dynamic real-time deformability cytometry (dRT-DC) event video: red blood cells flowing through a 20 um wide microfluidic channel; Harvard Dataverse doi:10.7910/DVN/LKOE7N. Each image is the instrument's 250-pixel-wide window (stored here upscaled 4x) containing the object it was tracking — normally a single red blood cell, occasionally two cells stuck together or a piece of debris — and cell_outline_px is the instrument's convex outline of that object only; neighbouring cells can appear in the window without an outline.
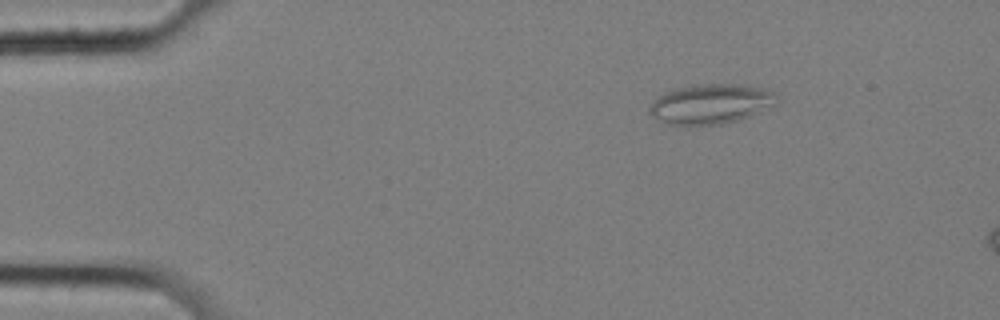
{"species": "common noctule bat (a hibernating species)", "species_latin": "Nyctalus noctula", "temperature_condition": "cold", "stored_images_in_passage": 8, "camera_frame_rate_fps": 3000, "um_per_image_px": 0.085, "animal": {"sex": "female", "body_mass_g": 25.1}, "frame": {"image": 1, "passage_image": 1, "time_ms": 0.0, "image_size_px": [1000, 320], "cell_outline_px": [[776, 96], [772, 104], [748, 116], [736, 120], [720, 124], [664, 124], [652, 116], [648, 112], [648, 108], [664, 92], [676, 88], [696, 84], [732, 84], [760, 88], [772, 92]], "centroid_in_image_um": [60.31, 8.83], "position_along_channel_um": 24.7, "area_um2": 28.61}}